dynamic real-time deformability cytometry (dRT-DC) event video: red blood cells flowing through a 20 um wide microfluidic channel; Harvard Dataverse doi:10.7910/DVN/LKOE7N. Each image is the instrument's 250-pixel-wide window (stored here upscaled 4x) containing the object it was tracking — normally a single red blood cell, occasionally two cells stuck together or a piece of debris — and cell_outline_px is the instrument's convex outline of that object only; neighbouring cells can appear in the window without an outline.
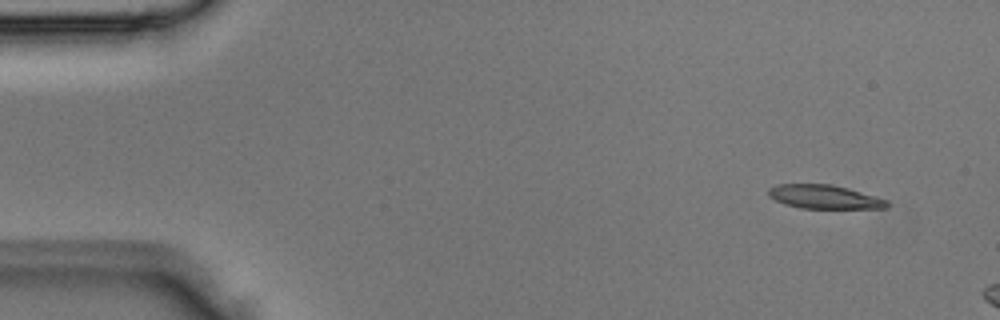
{"species": "Egyptian fruit bat (a non-hibernating species)", "species_latin": "Rousettus aegyptiacus", "temperature_condition": "room temperature", "stored_images_in_passage": 3, "camera_frame_rate_fps": 3000, "um_per_image_px": 0.085, "animal": {"sex": "male"}, "frame": {"image": 1, "passage_image": 1, "time_ms": 0.0, "image_size_px": [1000, 320], "cell_outline_px": [[888, 208], [800, 208], [784, 204], [768, 196], [768, 188], [776, 184], [832, 184], [848, 188], [876, 196], [888, 200]], "centroid_in_image_um": [70.05, 16.72], "position_along_channel_um": 14.9, "area_um2": 16.47}}